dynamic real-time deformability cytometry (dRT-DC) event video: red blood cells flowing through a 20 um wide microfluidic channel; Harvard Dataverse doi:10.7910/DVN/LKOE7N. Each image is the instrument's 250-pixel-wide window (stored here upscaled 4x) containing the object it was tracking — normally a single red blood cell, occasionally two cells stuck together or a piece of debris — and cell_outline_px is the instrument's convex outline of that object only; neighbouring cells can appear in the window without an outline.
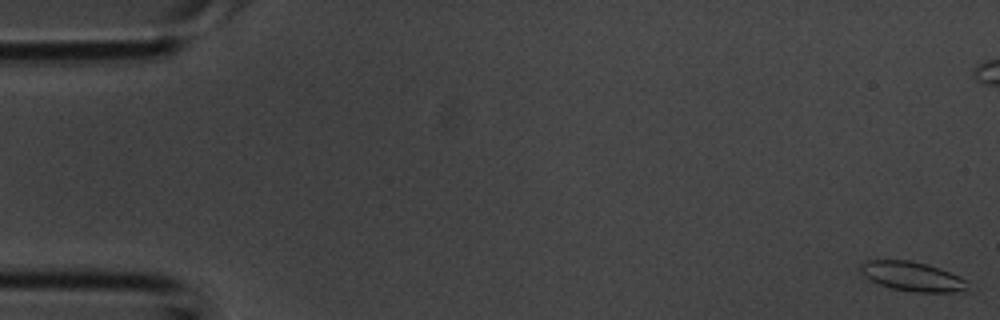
{"species": "common noctule bat (a hibernating species)", "species_latin": "Nyctalus noctula", "temperature_condition": "room temperature", "stored_images_in_passage": 40, "camera_frame_rate_fps": 3000, "um_per_image_px": 0.085, "animal": {"sex": "male", "body_mass_g": 20.1, "forearm_length_mm": 53.5}, "frame": {"image": 1, "passage_image": 1, "time_ms": 0.0, "image_size_px": [1000, 320], "cell_outline_px": [[968, 280], [964, 292], [912, 292], [892, 288], [880, 284], [864, 276], [860, 272], [860, 264], [864, 260], [908, 260], [924, 264], [948, 272]], "centroid_in_image_um": [77.51, 23.5], "position_along_channel_um": 7.5, "area_um2": 18.09}}
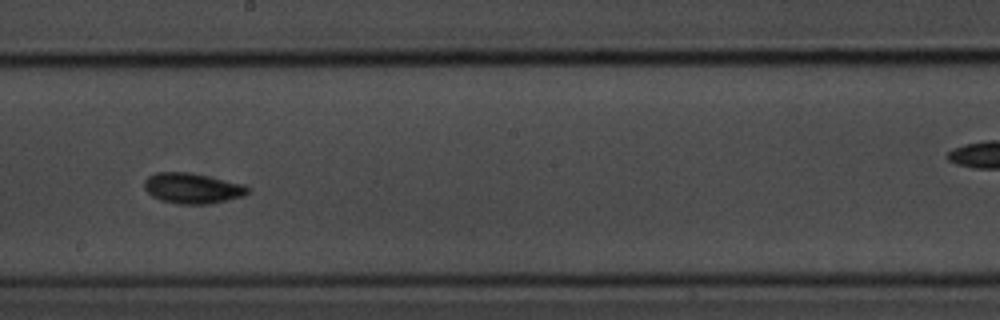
{"frame": {"image": 2, "passage_image": 22, "time_ms": 7.0, "image_size_px": [1000, 320], "cell_outline_px": [[252, 188], [244, 196], [208, 204], [176, 204], [160, 200], [152, 196], [144, 188], [144, 180], [148, 176], [156, 172], [188, 172], [244, 184]], "centroid_in_image_um": [16.34, 16.0], "position_along_channel_um": 231.9, "area_um2": 18.44}}
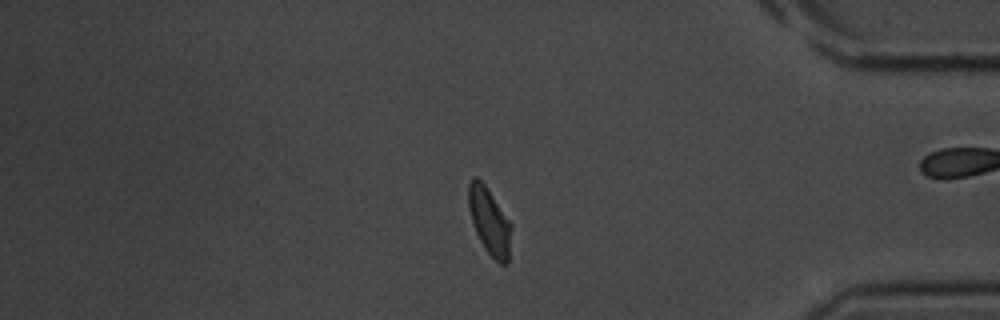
{"frame": {"image": 3, "passage_image": 33, "time_ms": 10.667, "image_size_px": [1000, 320], "cell_outline_px": [[512, 228], [508, 264], [500, 264], [484, 248], [476, 232], [468, 208], [468, 184], [472, 176], [476, 176], [484, 184], [512, 224]], "centroid_in_image_um": [41.61, 18.8], "position_along_channel_um": 393.6, "area_um2": 16.59}}